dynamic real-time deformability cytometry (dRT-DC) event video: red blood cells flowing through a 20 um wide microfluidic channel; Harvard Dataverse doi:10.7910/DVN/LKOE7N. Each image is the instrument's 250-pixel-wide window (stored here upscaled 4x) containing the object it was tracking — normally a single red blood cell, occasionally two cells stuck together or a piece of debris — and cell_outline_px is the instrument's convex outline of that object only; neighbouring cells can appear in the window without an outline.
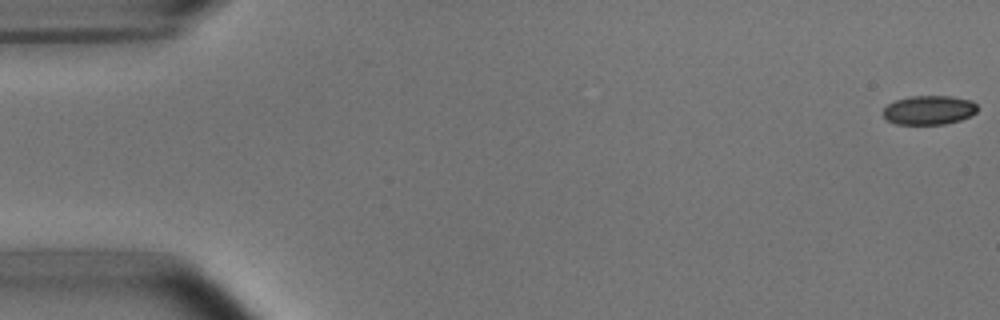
{"species": "common noctule bat (a hibernating species)", "species_latin": "Nyctalus noctula", "temperature_condition": "room temperature", "stored_images_in_passage": 54, "camera_frame_rate_fps": 3000, "um_per_image_px": 0.085, "animal": {"sex": "male", "body_mass_g": 15.6}, "frame": {"image": 1, "passage_image": 1, "time_ms": 0.0, "image_size_px": [1000, 320], "cell_outline_px": [[976, 112], [960, 120], [944, 124], [896, 124], [888, 120], [884, 116], [884, 108], [888, 104], [896, 100], [912, 96], [952, 96], [972, 100], [976, 104]], "centroid_in_image_um": [78.97, 9.35], "position_along_channel_um": 6.0, "area_um2": 15.84}}
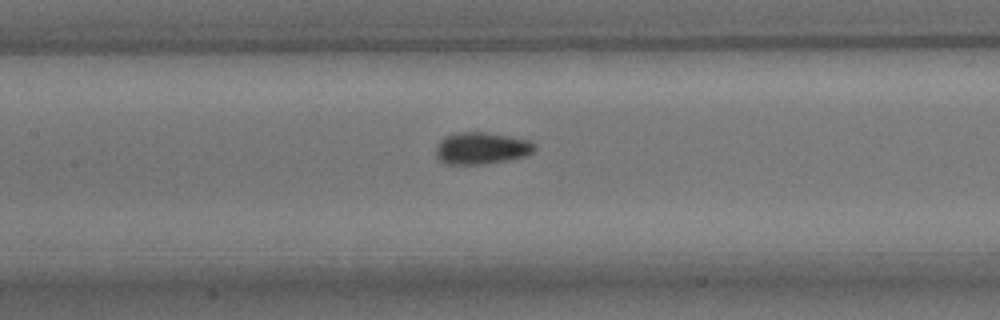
{"frame": {"image": 2, "passage_image": 25, "time_ms": 8.0, "image_size_px": [1000, 320], "cell_outline_px": [[536, 148], [532, 152], [524, 156], [508, 160], [480, 164], [444, 164], [436, 156], [436, 148], [440, 140], [444, 136], [456, 132], [488, 132], [528, 140], [536, 144]], "centroid_in_image_um": [40.9, 12.59], "position_along_channel_um": 166.5, "area_um2": 18.38}}
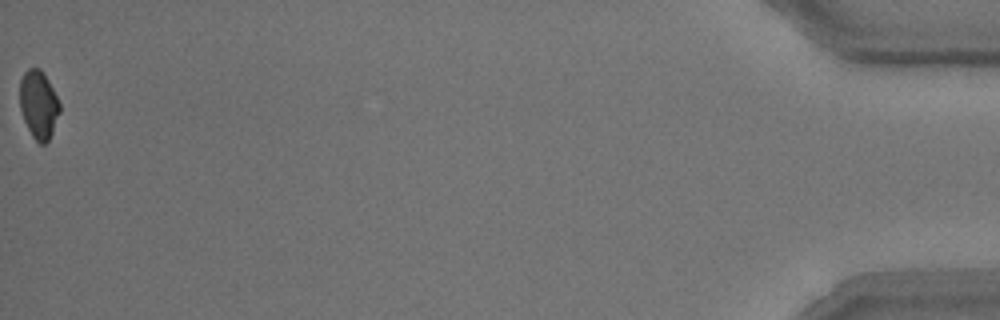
{"frame": {"image": 3, "passage_image": 54, "time_ms": 17.667, "image_size_px": [1000, 320], "cell_outline_px": [[60, 112], [52, 132], [48, 140], [44, 144], [40, 144], [32, 136], [24, 120], [20, 108], [20, 80], [24, 72], [28, 68], [40, 68], [44, 72], [60, 104]], "centroid_in_image_um": [3.28, 8.87], "position_along_channel_um": 431.9, "area_um2": 15.72}, "authors_computed_cell_mechanics": {"area_um2": 17.051, "velocity_mm_per_s": 3.748, "shape_relaxation_time_tau1_ms": 5.8379, "shape_relaxation_time_tau2_ms": 1.8664, "deformation_change_tau1": 0.1033, "deformation_change_tau2": 0.056}}